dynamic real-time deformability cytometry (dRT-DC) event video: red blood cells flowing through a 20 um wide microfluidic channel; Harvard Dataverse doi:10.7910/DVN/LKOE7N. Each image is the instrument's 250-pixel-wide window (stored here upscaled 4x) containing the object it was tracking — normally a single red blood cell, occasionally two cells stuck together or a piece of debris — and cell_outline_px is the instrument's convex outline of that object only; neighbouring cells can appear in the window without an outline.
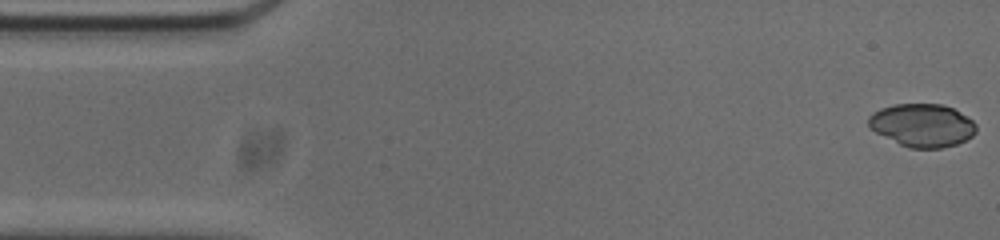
{"species": "common noctule bat (a hibernating species)", "species_latin": "Nyctalus noctula", "temperature_condition": "cold", "stored_images_in_passage": 54, "segment_of_instrument_passage": [1, 2], "camera_frame_rate_fps": 3000, "um_per_image_px": 0.085, "animal": {"sex": "male", "body_mass_g": 20.0, "forearm_length_mm": 53.3}, "frame": {"image": 1, "passage_image": 1, "time_ms": 0.0, "image_size_px": [1000, 240], "cell_outline_px": [[976, 132], [972, 136], [956, 144], [940, 148], [908, 148], [868, 128], [868, 116], [872, 112], [880, 108], [896, 104], [940, 104], [952, 108], [972, 120], [976, 124]], "centroid_in_image_um": [78.36, 10.64], "position_along_channel_um": 6.6, "area_um2": 26.88}}
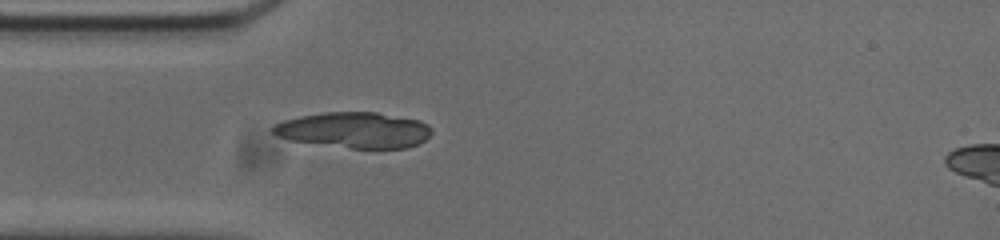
{"frame": {"image": 2, "passage_image": 14, "time_ms": 4.333, "image_size_px": [1000, 240], "cell_outline_px": [[432, 132], [424, 140], [408, 148], [348, 148], [292, 140], [280, 136], [272, 132], [268, 128], [284, 120], [300, 116], [324, 112], [376, 112], [420, 120], [428, 124], [432, 128]], "centroid_in_image_um": [30.13, 11.05], "position_along_channel_um": 54.9, "area_um2": 33.0}}